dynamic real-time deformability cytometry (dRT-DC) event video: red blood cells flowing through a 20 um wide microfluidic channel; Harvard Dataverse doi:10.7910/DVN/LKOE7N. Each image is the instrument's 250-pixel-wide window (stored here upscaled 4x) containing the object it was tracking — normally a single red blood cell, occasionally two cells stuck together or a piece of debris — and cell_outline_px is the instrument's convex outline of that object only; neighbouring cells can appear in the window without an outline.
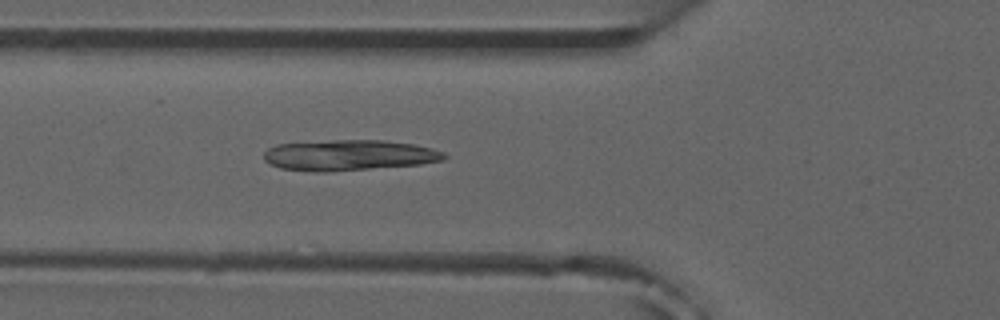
{"species": "common noctule bat (a hibernating species)", "species_latin": "Nyctalus noctula", "temperature_condition": "room temperature", "stored_images_in_passage": 4, "camera_frame_rate_fps": 3000, "um_per_image_px": 0.085, "animal": {"sex": "male", "forearm_length_mm": 52.5}, "frame": {"image": 1, "passage_image": 4, "time_ms": 4.333, "image_size_px": [1000, 320], "cell_outline_px": [[448, 156], [444, 160], [420, 164], [328, 172], [316, 172], [280, 168], [264, 160], [264, 152], [268, 148], [276, 144], [332, 140], [384, 140], [412, 144], [432, 148], [444, 152]], "centroid_in_image_um": [29.67, 13.19], "position_along_channel_um": 96.1, "area_um2": 32.31}}